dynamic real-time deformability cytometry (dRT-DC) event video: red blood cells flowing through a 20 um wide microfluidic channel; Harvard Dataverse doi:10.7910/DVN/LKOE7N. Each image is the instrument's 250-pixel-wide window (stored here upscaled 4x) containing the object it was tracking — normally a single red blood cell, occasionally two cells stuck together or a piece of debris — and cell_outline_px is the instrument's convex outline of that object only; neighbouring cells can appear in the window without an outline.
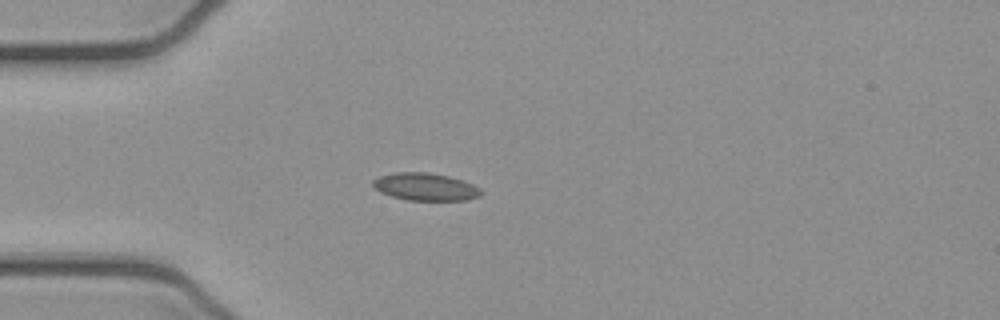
{"species": "common noctule bat (a hibernating species)", "species_latin": "Nyctalus noctula", "temperature_condition": "cold", "stored_images_in_passage": 4, "camera_frame_rate_fps": 3000, "um_per_image_px": 0.085, "animal": {"sex": "female", "body_mass_g": 21.9}, "frame": {"image": 1, "passage_image": 3, "time_ms": 0.667, "image_size_px": [1000, 320], "cell_outline_px": [[480, 196], [464, 200], [408, 200], [392, 196], [380, 192], [372, 184], [372, 180], [380, 176], [392, 172], [428, 172], [448, 176], [464, 180], [480, 188]], "centroid_in_image_um": [36.14, 15.86], "position_along_channel_um": 48.9, "area_um2": 17.28}}